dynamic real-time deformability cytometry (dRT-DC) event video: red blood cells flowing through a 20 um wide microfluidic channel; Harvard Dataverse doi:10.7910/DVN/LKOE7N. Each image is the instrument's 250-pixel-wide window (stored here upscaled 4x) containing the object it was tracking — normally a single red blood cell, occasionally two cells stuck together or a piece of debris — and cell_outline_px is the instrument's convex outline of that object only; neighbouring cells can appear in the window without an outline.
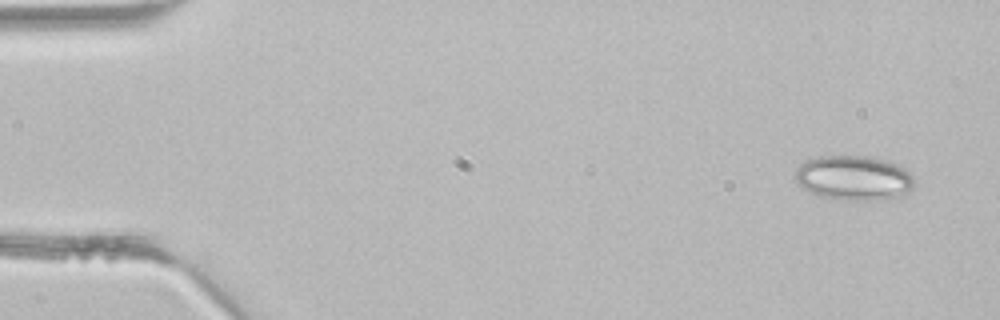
{"species": "common noctule bat (a hibernating species)", "species_latin": "Nyctalus noctula", "temperature_condition": "room temperature", "stored_images_in_passage": 2, "camera_frame_rate_fps": 3000, "um_per_image_px": 0.085, "animal": {"sex": "male", "body_mass_g": 21.5, "forearm_length_mm": 52.0}, "frame": {"image": 1, "passage_image": 1, "time_ms": 0.0, "image_size_px": [1000, 320], "cell_outline_px": [[916, 180], [912, 188], [904, 196], [884, 200], [848, 200], [820, 196], [796, 184], [796, 168], [800, 164], [808, 160], [820, 156], [868, 156], [884, 160], [896, 164], [904, 168]], "centroid_in_image_um": [72.61, 15.14], "position_along_channel_um": 12.4, "area_um2": 31.1}}